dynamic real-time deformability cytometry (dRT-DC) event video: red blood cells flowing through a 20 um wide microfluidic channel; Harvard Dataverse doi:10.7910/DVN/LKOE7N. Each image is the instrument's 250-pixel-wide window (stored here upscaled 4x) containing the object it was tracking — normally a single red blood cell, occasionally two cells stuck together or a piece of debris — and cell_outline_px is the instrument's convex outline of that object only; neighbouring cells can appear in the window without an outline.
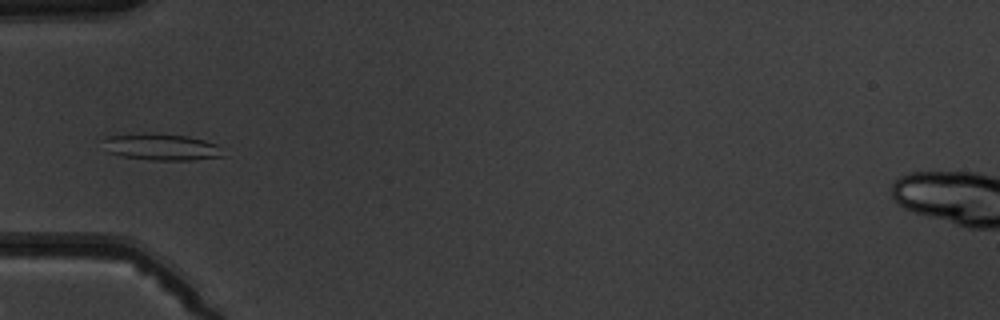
{"species": "common noctule bat (a hibernating species)", "species_latin": "Nyctalus noctula", "temperature_condition": "warm", "stored_images_in_passage": 5, "camera_frame_rate_fps": 3000, "um_per_image_px": 0.085, "animal": {"sex": "male", "body_mass_g": 19.5, "forearm_length_mm": 54.6}, "frame": {"image": 1, "passage_image": 5, "time_ms": 4.333, "image_size_px": [1000, 320], "cell_outline_px": [[228, 156], [192, 160], [152, 160], [124, 156], [108, 152], [104, 140], [108, 136], [152, 132], [188, 136], [204, 140], [216, 144]], "centroid_in_image_um": [13.8, 12.49], "position_along_channel_um": 71.2, "area_um2": 18.61}}